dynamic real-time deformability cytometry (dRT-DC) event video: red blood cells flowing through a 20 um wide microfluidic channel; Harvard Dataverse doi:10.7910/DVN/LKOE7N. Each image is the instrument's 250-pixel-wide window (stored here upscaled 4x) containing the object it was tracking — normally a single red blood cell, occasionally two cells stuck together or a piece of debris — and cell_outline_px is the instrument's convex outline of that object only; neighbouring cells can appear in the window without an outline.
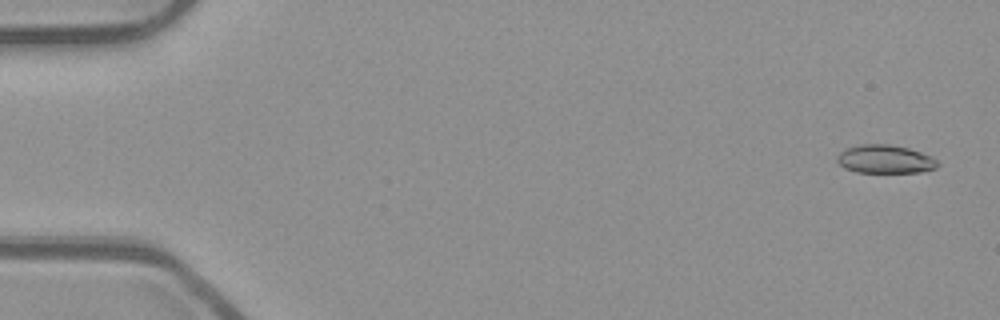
{"species": "common noctule bat (a hibernating species)", "species_latin": "Nyctalus noctula", "temperature_condition": "room temperature", "stored_images_in_passage": 54, "camera_frame_rate_fps": 3000, "um_per_image_px": 0.085, "animal": {"sex": "male", "body_mass_g": 23.1, "forearm_length_mm": 52.7}, "frame": {"image": 1, "passage_image": 3, "time_ms": 0.667, "image_size_px": [1000, 320], "cell_outline_px": [[940, 164], [936, 168], [920, 172], [856, 172], [844, 168], [836, 160], [836, 156], [844, 148], [860, 144], [888, 144], [908, 148], [932, 156]], "centroid_in_image_um": [75.21, 13.52], "position_along_channel_um": 9.8, "area_um2": 16.7}}
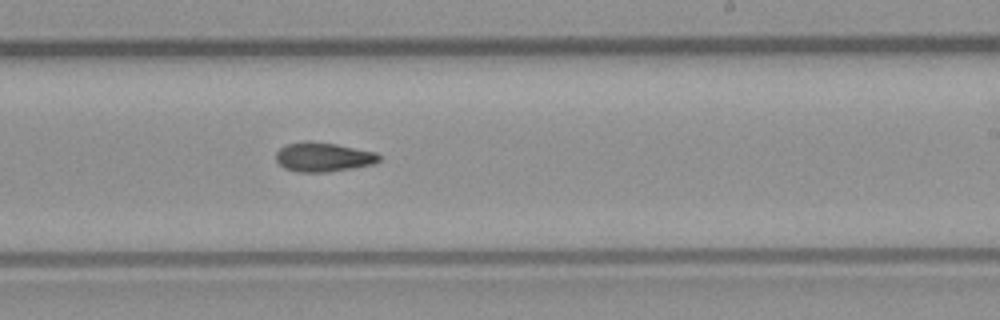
{"frame": {"image": 2, "passage_image": 33, "time_ms": 10.667, "image_size_px": [1000, 320], "cell_outline_px": [[380, 160], [372, 164], [352, 168], [328, 172], [296, 172], [284, 168], [276, 160], [276, 152], [280, 148], [288, 144], [308, 140], [336, 144], [376, 152], [380, 156]], "centroid_in_image_um": [27.46, 13.35], "position_along_channel_um": 261.5, "area_um2": 17.57}}
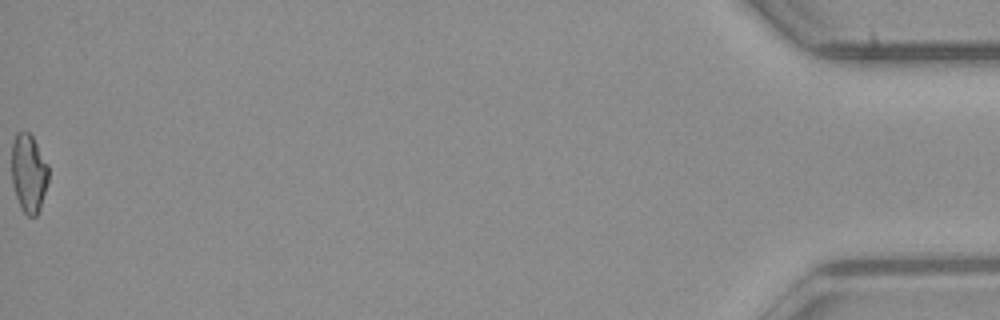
{"frame": {"image": 3, "passage_image": 54, "time_ms": 17.667, "image_size_px": [1000, 320], "cell_outline_px": [[48, 180], [40, 208], [36, 216], [28, 216], [20, 208], [12, 184], [12, 144], [16, 132], [28, 132], [32, 136], [48, 164]], "centroid_in_image_um": [2.43, 14.72], "position_along_channel_um": 432.8, "area_um2": 16.76}, "authors_computed_cell_mechanics": {"area_um2": 17.1666, "velocity_mm_per_s": 3.9555, "shape_relaxation_time_tau1_ms": null, "shape_relaxation_time_tau2_ms": 8.2257, "deformation_change_tau1": null, "deformation_change_tau2": 0.168}}